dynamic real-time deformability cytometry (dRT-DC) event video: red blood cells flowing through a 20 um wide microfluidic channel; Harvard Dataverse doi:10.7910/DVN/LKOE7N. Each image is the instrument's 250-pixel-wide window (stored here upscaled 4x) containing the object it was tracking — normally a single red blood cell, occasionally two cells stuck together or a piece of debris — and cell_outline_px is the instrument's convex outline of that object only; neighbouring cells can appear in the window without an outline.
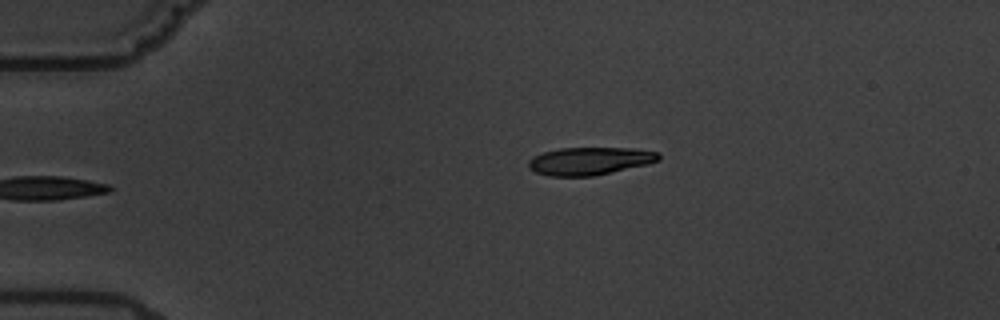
{"species": "common noctule bat (a hibernating species)", "species_latin": "Nyctalus noctula", "temperature_condition": "warm", "stored_images_in_passage": 7, "camera_frame_rate_fps": 3000, "um_per_image_px": 0.085, "animal": {"sex": "male", "body_mass_g": 19.5, "forearm_length_mm": 54.6}, "frame": {"image": 1, "passage_image": 7, "time_ms": 7.0, "image_size_px": [1000, 320], "cell_outline_px": [[660, 160], [648, 164], [592, 176], [548, 176], [536, 172], [528, 168], [528, 160], [532, 156], [544, 152], [560, 148], [636, 148], [660, 152]], "centroid_in_image_um": [50.13, 13.68], "position_along_channel_um": 34.9, "area_um2": 21.15}}